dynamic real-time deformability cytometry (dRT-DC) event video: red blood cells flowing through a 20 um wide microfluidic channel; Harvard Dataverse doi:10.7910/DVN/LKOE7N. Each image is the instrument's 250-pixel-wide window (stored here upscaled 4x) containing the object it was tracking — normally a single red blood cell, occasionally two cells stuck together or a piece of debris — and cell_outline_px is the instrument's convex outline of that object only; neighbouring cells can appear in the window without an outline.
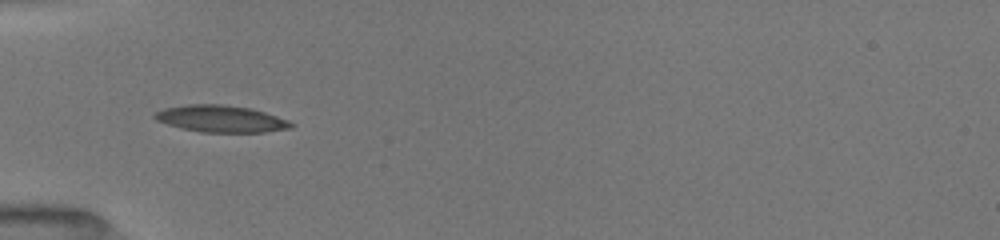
{"species": "common noctule bat (a hibernating species)", "species_latin": "Nyctalus noctula", "temperature_condition": "room temperature", "stored_images_in_passage": 51, "camera_frame_rate_fps": 3000, "um_per_image_px": 0.085, "animal": {"sex": "female", "body_mass_g": 19.5, "forearm_length_mm": 54.1}, "frame": {"image": 1, "passage_image": 17, "time_ms": 5.333, "image_size_px": [1000, 240], "cell_outline_px": [[296, 124], [292, 128], [264, 132], [200, 132], [180, 128], [156, 120], [152, 116], [156, 112], [164, 108], [188, 104], [224, 104], [252, 108], [288, 120]], "centroid_in_image_um": [18.79, 10.09], "position_along_channel_um": 66.2, "area_um2": 21.44}}
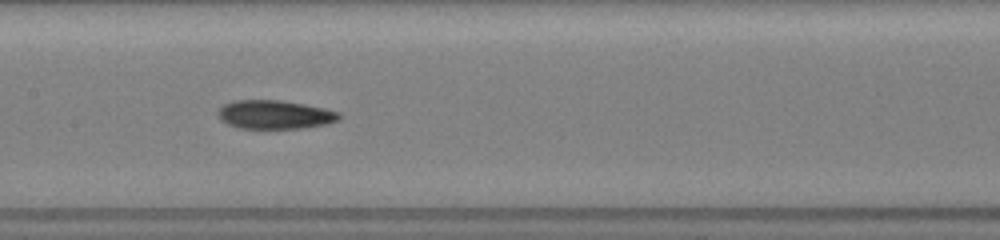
{"frame": {"image": 2, "passage_image": 26, "time_ms": 8.333, "image_size_px": [1000, 240], "cell_outline_px": [[344, 116], [340, 120], [328, 124], [304, 128], [240, 128], [228, 124], [220, 120], [216, 112], [224, 104], [232, 100], [280, 100], [304, 104], [324, 108], [340, 112]], "centroid_in_image_um": [23.39, 9.74], "position_along_channel_um": 184.0, "area_um2": 20.52}}
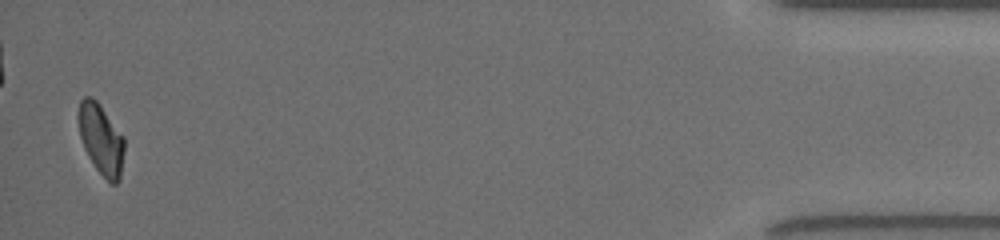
{"frame": {"image": 3, "passage_image": 50, "time_ms": 16.333, "image_size_px": [1000, 240], "cell_outline_px": [[124, 152], [120, 180], [116, 184], [112, 184], [96, 168], [88, 156], [84, 148], [80, 136], [76, 116], [80, 100], [84, 96], [92, 96], [100, 104], [124, 136]], "centroid_in_image_um": [8.58, 11.79], "position_along_channel_um": 426.6, "area_um2": 19.13}, "authors_computed_cell_mechanics": {"area_um2": 19.5942, "velocity_mm_per_s": 4.0148, "shape_relaxation_time_tau1_ms": 3.4794, "shape_relaxation_time_tau2_ms": 4.3717, "deformation_change_tau1": 0.1392, "deformation_change_tau2": 0.1064}}